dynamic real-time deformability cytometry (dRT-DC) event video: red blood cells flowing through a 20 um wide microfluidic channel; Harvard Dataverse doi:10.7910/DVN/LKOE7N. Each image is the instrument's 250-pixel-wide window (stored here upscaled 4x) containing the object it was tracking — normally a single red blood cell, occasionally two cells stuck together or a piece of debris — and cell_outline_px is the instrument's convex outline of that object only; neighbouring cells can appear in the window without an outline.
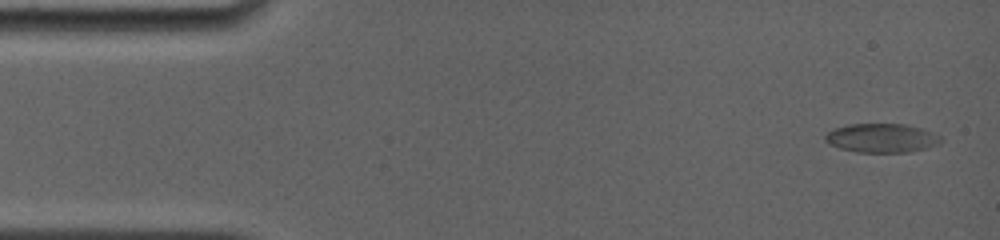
{"species": "common noctule bat (a hibernating species)", "species_latin": "Nyctalus noctula", "temperature_condition": "room temperature", "stored_images_in_passage": 10, "camera_frame_rate_fps": 4000, "um_per_image_px": 0.085, "animal": {"sex": "female", "body_mass_g": 19.0, "forearm_length_mm": 56.7}, "frame": {"image": 1, "passage_image": 1, "time_ms": 0.0, "image_size_px": [1000, 240], "cell_outline_px": [[940, 144], [928, 148], [908, 152], [856, 152], [840, 148], [828, 144], [824, 140], [824, 136], [828, 132], [836, 128], [848, 124], [908, 124], [932, 132], [940, 136]], "centroid_in_image_um": [74.93, 11.73], "position_along_channel_um": 10.1, "area_um2": 19.54}}
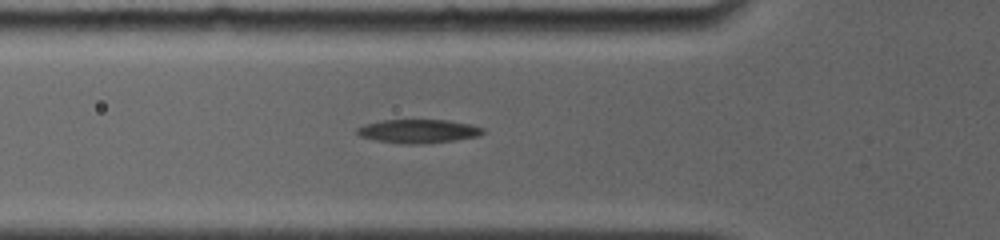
{"frame": {"image": 2, "passage_image": 7, "time_ms": 5.0, "image_size_px": [1000, 240], "cell_outline_px": [[484, 132], [480, 136], [456, 140], [376, 140], [360, 136], [356, 132], [356, 128], [364, 124], [380, 120], [448, 120], [472, 124], [484, 128]], "centroid_in_image_um": [35.6, 11.07], "position_along_channel_um": 90.2, "area_um2": 16.13}}
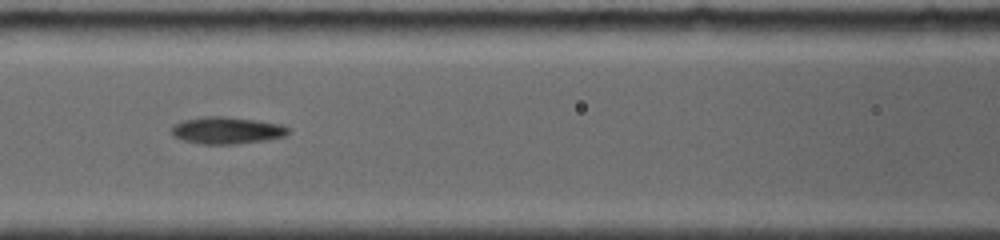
{"frame": {"image": 3, "passage_image": 9, "time_ms": 6.5, "image_size_px": [1000, 240], "cell_outline_px": [[288, 132], [284, 136], [264, 140], [232, 144], [204, 144], [184, 140], [172, 136], [172, 128], [176, 124], [184, 120], [204, 116], [224, 116], [256, 120], [280, 124], [288, 128]], "centroid_in_image_um": [19.26, 11.07], "position_along_channel_um": 147.3, "area_um2": 18.03}}